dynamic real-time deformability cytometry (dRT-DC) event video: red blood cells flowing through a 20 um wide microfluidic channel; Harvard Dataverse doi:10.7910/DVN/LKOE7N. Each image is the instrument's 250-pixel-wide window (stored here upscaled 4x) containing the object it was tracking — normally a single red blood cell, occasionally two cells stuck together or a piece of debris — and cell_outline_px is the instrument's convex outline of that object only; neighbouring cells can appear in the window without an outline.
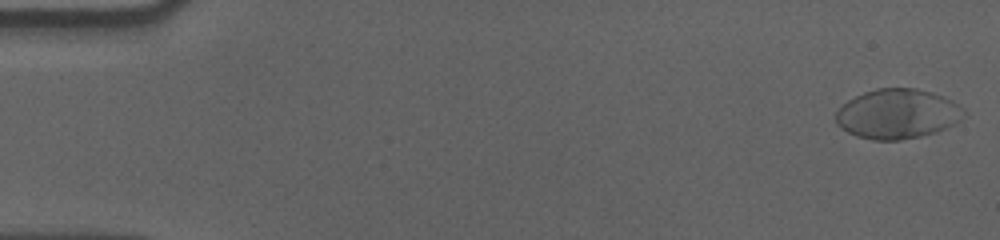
{"species": "human", "species_latin": "Homo sapiens", "temperature_condition": "cold", "stored_images_in_passage": 57, "camera_frame_rate_fps": 3000, "um_per_image_px": 0.085, "donor": {"sex": "male"}, "frame": {"image": 1, "passage_image": 1, "time_ms": 0.0, "image_size_px": [1000, 240], "cell_outline_px": [[968, 116], [956, 124], [948, 128], [936, 132], [920, 136], [900, 140], [872, 140], [856, 136], [840, 128], [836, 124], [836, 112], [848, 100], [864, 92], [876, 88], [916, 88], [932, 92], [952, 100], [964, 108]], "centroid_in_image_um": [76.33, 9.69], "position_along_channel_um": 8.7, "area_um2": 37.51}}
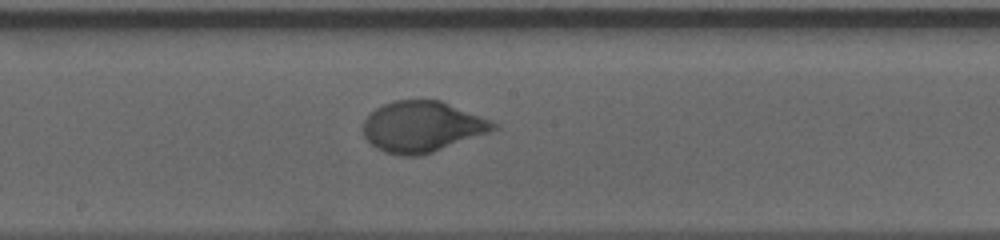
{"frame": {"image": 2, "passage_image": 31, "time_ms": 10.0, "image_size_px": [1000, 240], "cell_outline_px": [[500, 124], [496, 128], [488, 132], [432, 152], [420, 156], [400, 156], [384, 152], [376, 148], [364, 136], [364, 120], [376, 108], [384, 104], [396, 100], [440, 100], [492, 120]], "centroid_in_image_um": [35.88, 10.77], "position_along_channel_um": 212.3, "area_um2": 38.26}}
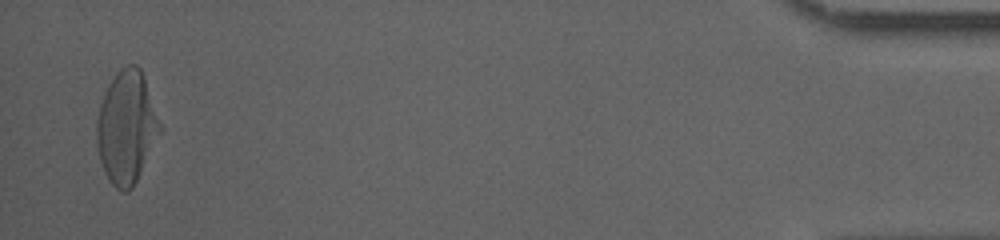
{"frame": {"image": 3, "passage_image": 56, "time_ms": 18.333, "image_size_px": [1000, 240], "cell_outline_px": [[164, 128], [132, 188], [128, 192], [124, 192], [116, 188], [112, 184], [100, 160], [96, 136], [96, 124], [100, 104], [104, 92], [108, 84], [116, 72], [120, 68], [128, 64], [136, 64], [140, 68], [144, 76]], "centroid_in_image_um": [10.79, 10.78], "position_along_channel_um": 424.4, "area_um2": 41.67}, "authors_computed_cell_mechanics": {"area_um2": 37.859, "velocity_mm_per_s": 3.5371, "shape_relaxation_time_tau1_ms": 3.7966, "shape_relaxation_time_tau2_ms": null, "deformation_change_tau1": 0.187, "deformation_change_tau2": null}}